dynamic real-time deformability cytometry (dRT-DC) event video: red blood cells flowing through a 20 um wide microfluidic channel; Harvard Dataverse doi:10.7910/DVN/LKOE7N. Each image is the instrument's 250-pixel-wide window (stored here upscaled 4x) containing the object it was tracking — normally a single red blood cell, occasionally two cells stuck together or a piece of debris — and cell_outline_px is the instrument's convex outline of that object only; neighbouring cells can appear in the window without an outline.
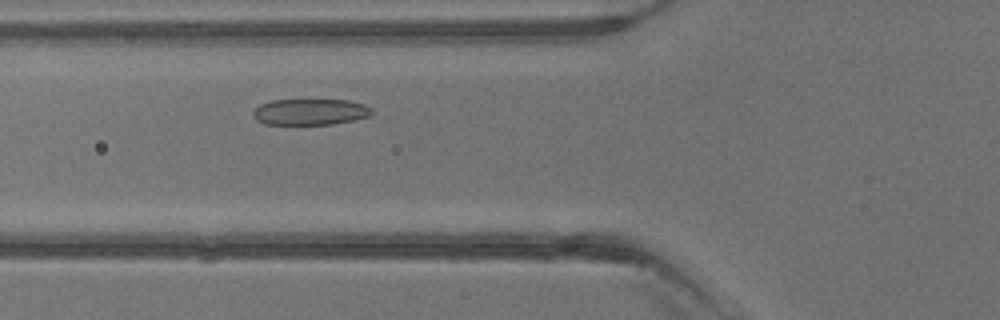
{"species": "common noctule bat (a hibernating species)", "species_latin": "Nyctalus noctula", "temperature_condition": "warm", "stored_images_in_passage": 5, "camera_frame_rate_fps": 3000, "um_per_image_px": 0.085, "animal": {"sex": "male", "body_mass_g": 13.3}, "frame": {"image": 1, "passage_image": 5, "time_ms": 6.0, "image_size_px": [1000, 320], "cell_outline_px": [[372, 116], [332, 124], [264, 124], [256, 120], [252, 116], [252, 112], [260, 104], [272, 100], [308, 96], [348, 100], [364, 104], [372, 108]], "centroid_in_image_um": [26.36, 9.44], "position_along_channel_um": 99.4, "area_um2": 19.25}}